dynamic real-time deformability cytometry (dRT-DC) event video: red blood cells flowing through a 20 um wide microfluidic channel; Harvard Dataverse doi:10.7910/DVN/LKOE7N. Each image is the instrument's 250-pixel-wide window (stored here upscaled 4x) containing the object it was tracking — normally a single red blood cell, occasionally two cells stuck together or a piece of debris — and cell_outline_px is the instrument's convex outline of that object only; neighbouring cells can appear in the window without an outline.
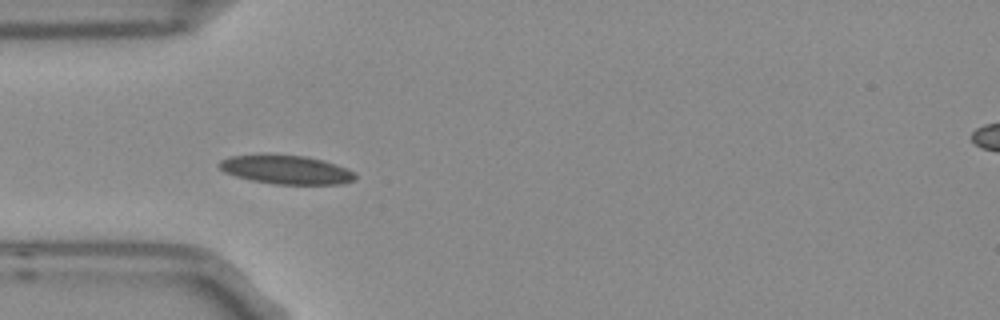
{"species": "Egyptian fruit bat (a non-hibernating species)", "species_latin": "Rousettus aegyptiacus", "temperature_condition": "room temperature", "stored_images_in_passage": 10, "camera_frame_rate_fps": 3000, "um_per_image_px": 0.085, "frame": {"image": 1, "passage_image": 4, "time_ms": 1.0, "image_size_px": [1000, 320], "cell_outline_px": [[356, 176], [352, 180], [344, 184], [272, 184], [252, 180], [236, 176], [224, 172], [216, 164], [220, 160], [228, 156], [304, 156], [320, 160], [356, 172]], "centroid_in_image_um": [24.3, 14.45], "position_along_channel_um": 60.7, "area_um2": 22.14}}
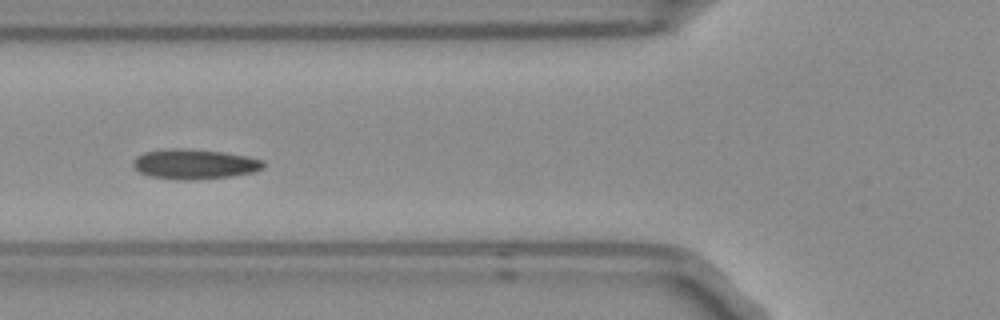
{"frame": {"image": 2, "passage_image": 5, "time_ms": 1.333, "image_size_px": [1000, 320], "cell_outline_px": [[264, 168], [256, 172], [232, 176], [192, 180], [188, 180], [148, 176], [140, 172], [132, 164], [132, 160], [136, 156], [144, 152], [176, 148], [224, 152], [248, 156], [264, 160]], "centroid_in_image_um": [16.57, 13.95], "position_along_channel_um": 109.2, "area_um2": 22.72}}
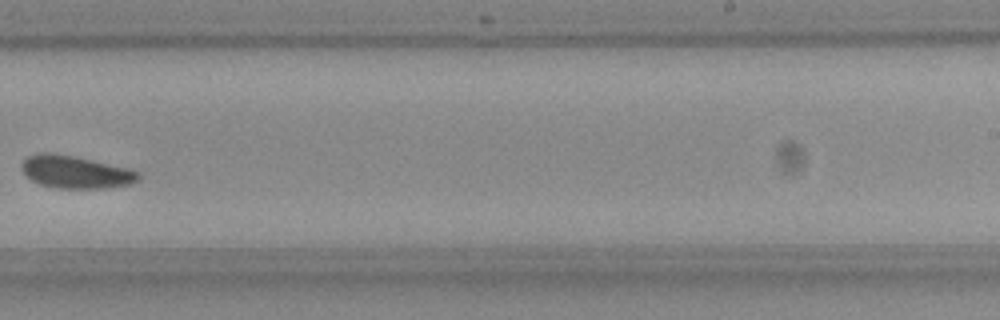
{"frame": {"image": 3, "passage_image": 9, "time_ms": 2.667, "image_size_px": [1000, 320], "cell_outline_px": [[140, 180], [132, 184], [104, 188], [56, 188], [40, 184], [32, 180], [24, 172], [20, 164], [28, 156], [40, 152], [52, 152], [92, 160], [128, 168], [140, 172]], "centroid_in_image_um": [6.45, 14.62], "position_along_channel_um": 282.6, "area_um2": 22.14}}